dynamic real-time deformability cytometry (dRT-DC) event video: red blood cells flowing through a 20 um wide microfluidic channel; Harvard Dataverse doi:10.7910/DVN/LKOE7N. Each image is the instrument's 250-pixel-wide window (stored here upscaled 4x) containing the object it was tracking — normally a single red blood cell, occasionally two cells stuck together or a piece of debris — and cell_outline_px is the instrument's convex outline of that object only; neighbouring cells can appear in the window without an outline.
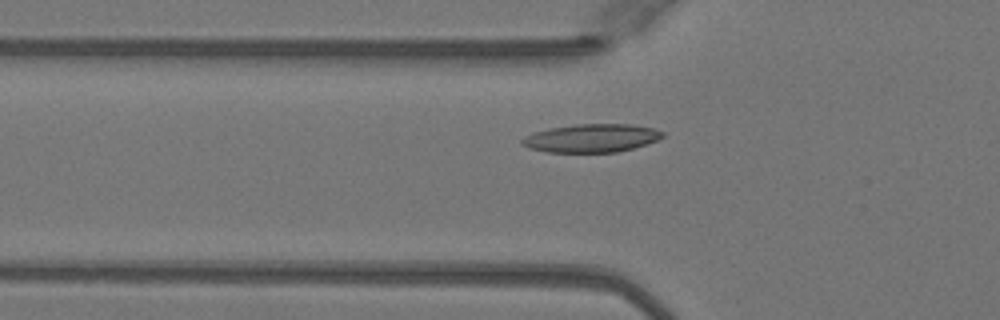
{"species": "Egyptian fruit bat (a non-hibernating species)", "species_latin": "Rousettus aegyptiacus", "temperature_condition": "warm", "stored_images_in_passage": 38, "camera_frame_rate_fps": 3000, "um_per_image_px": 0.085, "animal": {"sex": "female"}, "frame": {"image": 1, "passage_image": 7, "time_ms": 2.0, "image_size_px": [1000, 320], "cell_outline_px": [[664, 136], [656, 140], [632, 148], [616, 152], [548, 152], [528, 148], [520, 144], [520, 140], [524, 136], [536, 132], [552, 128], [576, 124], [632, 124], [652, 128], [664, 132]], "centroid_in_image_um": [50.24, 11.74], "position_along_channel_um": 75.6, "area_um2": 22.95}}
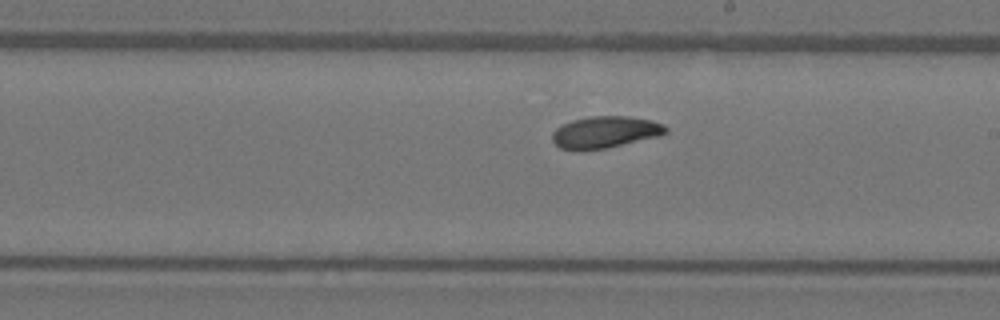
{"frame": {"image": 2, "passage_image": 19, "time_ms": 6.0, "image_size_px": [1000, 320], "cell_outline_px": [[668, 132], [656, 136], [608, 148], [560, 148], [552, 140], [552, 132], [556, 128], [572, 120], [588, 116], [628, 116], [652, 120], [664, 124], [668, 128]], "centroid_in_image_um": [51.47, 11.19], "position_along_channel_um": 237.5, "area_um2": 20.58}}
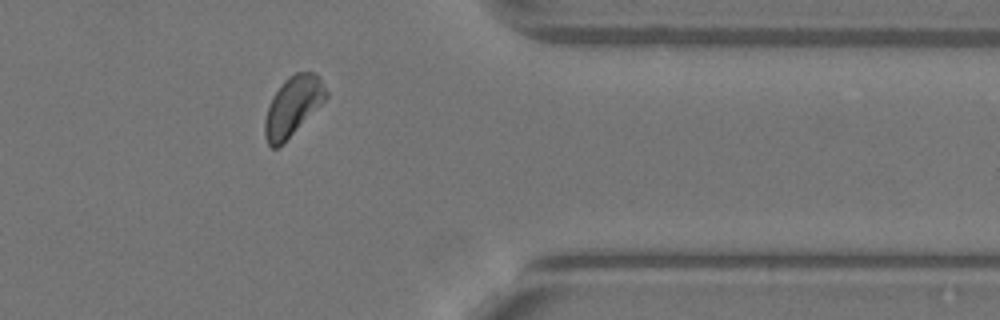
{"frame": {"image": 3, "passage_image": 31, "time_ms": 10.0, "image_size_px": [1000, 320], "cell_outline_px": [[328, 96], [276, 148], [272, 148], [268, 144], [264, 136], [264, 120], [272, 96], [288, 76], [296, 72], [312, 72], [320, 80], [328, 92]], "centroid_in_image_um": [24.85, 8.99], "position_along_channel_um": 386.6, "area_um2": 20.23}, "authors_computed_cell_mechanics": {"area_um2": 21.0392, "velocity_mm_per_s": 4.0403, "shape_relaxation_time_tau1_ms": 3.2176, "shape_relaxation_time_tau2_ms": 4.2126, "deformation_change_tau1": 0.1137, "deformation_change_tau2": 0.0905}}